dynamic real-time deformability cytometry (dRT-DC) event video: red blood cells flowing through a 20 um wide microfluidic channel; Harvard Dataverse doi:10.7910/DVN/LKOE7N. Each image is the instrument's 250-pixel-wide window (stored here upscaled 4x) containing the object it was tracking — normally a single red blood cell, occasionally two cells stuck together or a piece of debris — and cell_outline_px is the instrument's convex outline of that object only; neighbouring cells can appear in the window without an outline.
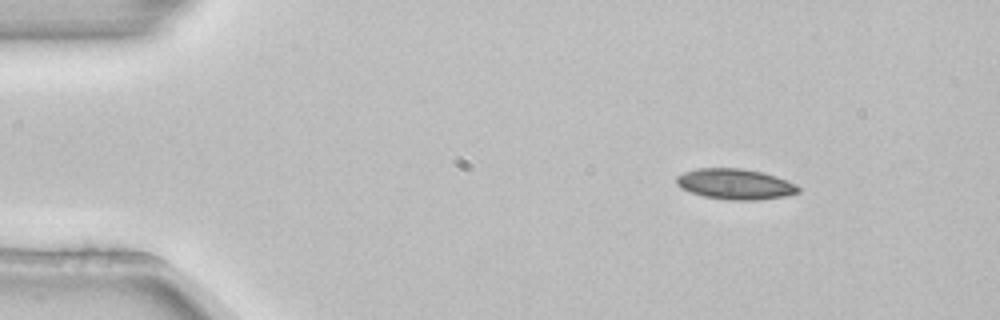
{"species": "common noctule bat (a hibernating species)", "species_latin": "Nyctalus noctula", "temperature_condition": "room temperature", "stored_images_in_passage": 3, "camera_frame_rate_fps": 3000, "um_per_image_px": 0.085, "animal": {"sex": "female", "body_mass_g": 22.7, "forearm_length_mm": 54.2}, "frame": {"image": 1, "passage_image": 1, "time_ms": 0.0, "image_size_px": [1000, 320], "cell_outline_px": [[800, 192], [784, 196], [756, 200], [728, 200], [704, 196], [680, 188], [676, 184], [676, 176], [684, 172], [696, 168], [740, 168], [760, 172], [776, 176], [796, 184], [800, 188]], "centroid_in_image_um": [62.47, 15.64], "position_along_channel_um": 22.5, "area_um2": 21.68}}